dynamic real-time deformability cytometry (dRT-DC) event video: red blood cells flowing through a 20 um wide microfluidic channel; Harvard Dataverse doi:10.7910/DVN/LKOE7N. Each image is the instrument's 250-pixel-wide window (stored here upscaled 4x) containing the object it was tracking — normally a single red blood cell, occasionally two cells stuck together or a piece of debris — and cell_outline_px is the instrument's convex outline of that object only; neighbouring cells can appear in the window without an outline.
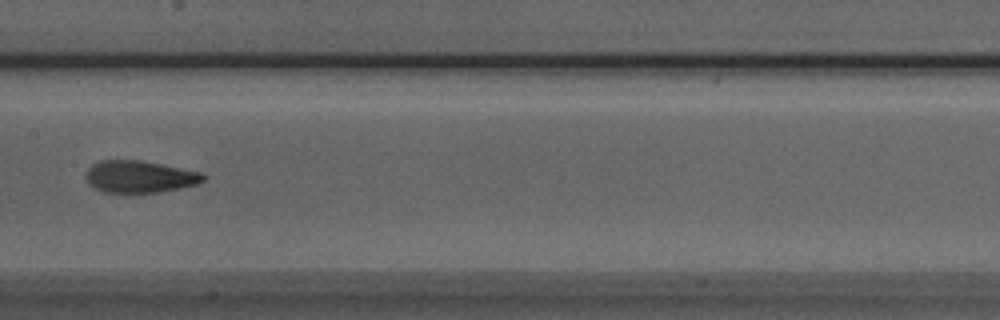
{"species": "Egyptian fruit bat (a non-hibernating species)", "species_latin": "Rousettus aegyptiacus", "temperature_condition": "room temperature", "stored_images_in_passage": 6, "camera_frame_rate_fps": 3000, "um_per_image_px": 0.085, "animal": {"sex": "male"}, "frame": {"image": 1, "passage_image": 6, "time_ms": 1.667, "image_size_px": [1000, 320], "cell_outline_px": [[208, 176], [204, 180], [196, 184], [180, 188], [156, 192], [124, 196], [104, 192], [88, 184], [84, 176], [88, 168], [92, 164], [100, 160], [140, 160], [200, 172]], "centroid_in_image_um": [11.8, 15.06], "position_along_channel_um": 195.6, "area_um2": 22.54}}